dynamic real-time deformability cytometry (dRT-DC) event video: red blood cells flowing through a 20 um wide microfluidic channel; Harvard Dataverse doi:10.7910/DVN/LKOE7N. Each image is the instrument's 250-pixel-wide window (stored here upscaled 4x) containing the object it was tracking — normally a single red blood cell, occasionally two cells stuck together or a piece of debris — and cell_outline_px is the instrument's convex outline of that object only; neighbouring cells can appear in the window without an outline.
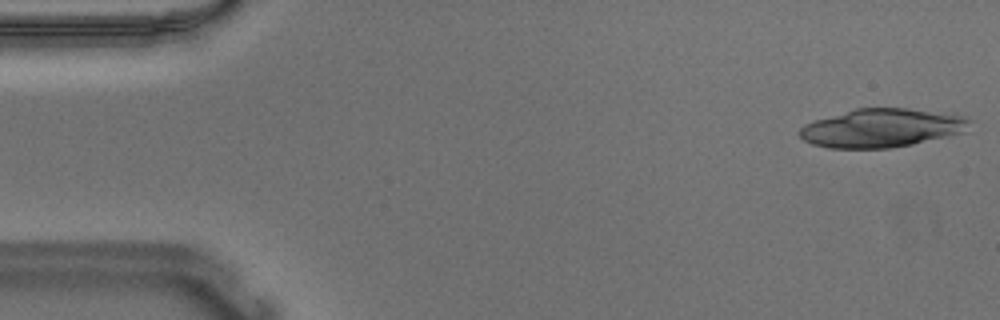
{"species": "Egyptian fruit bat (a non-hibernating species)", "species_latin": "Rousettus aegyptiacus", "temperature_condition": "warm", "stored_images_in_passage": 23, "camera_frame_rate_fps": 3000, "um_per_image_px": 0.085, "animal": {"sex": "male"}, "frame": {"image": 1, "passage_image": 1, "time_ms": 0.0, "image_size_px": [1000, 320], "cell_outline_px": [[972, 120], [964, 132], [948, 136], [912, 144], [888, 148], [828, 148], [812, 144], [804, 140], [796, 132], [804, 124], [816, 120], [856, 108], [908, 108], [964, 116]], "centroid_in_image_um": [74.92, 10.88], "position_along_channel_um": 10.1, "area_um2": 37.97}}